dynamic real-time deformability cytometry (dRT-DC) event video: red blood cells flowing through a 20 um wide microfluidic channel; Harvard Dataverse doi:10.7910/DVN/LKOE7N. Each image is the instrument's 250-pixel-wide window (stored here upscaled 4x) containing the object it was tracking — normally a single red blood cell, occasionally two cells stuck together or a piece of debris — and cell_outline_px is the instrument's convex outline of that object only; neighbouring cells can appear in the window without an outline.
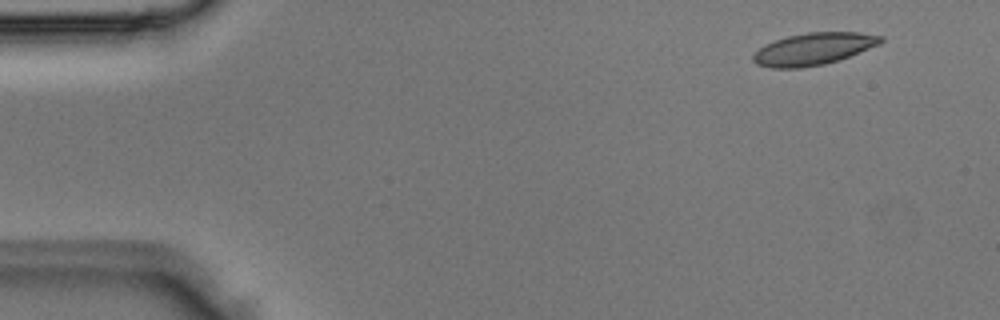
{"species": "Egyptian fruit bat (a non-hibernating species)", "species_latin": "Rousettus aegyptiacus", "temperature_condition": "room temperature", "stored_images_in_passage": 4, "camera_frame_rate_fps": 3000, "um_per_image_px": 0.085, "animal": {"sex": "male"}, "frame": {"image": 1, "passage_image": 2, "time_ms": 0.333, "image_size_px": [1000, 320], "cell_outline_px": [[884, 40], [880, 44], [840, 60], [824, 64], [800, 68], [772, 68], [756, 64], [752, 60], [752, 56], [764, 44], [788, 36], [808, 32], [860, 32], [884, 36]], "centroid_in_image_um": [69.17, 4.16], "position_along_channel_um": 15.8, "area_um2": 23.93}}